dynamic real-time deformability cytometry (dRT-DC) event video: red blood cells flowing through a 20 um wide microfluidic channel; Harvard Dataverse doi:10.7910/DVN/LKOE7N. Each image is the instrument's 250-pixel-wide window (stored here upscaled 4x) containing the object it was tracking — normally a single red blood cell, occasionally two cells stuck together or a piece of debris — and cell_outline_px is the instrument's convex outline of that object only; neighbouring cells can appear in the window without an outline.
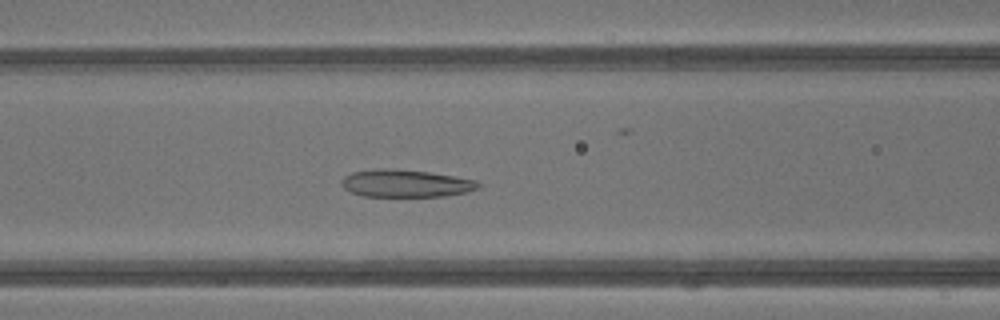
{"species": "common noctule bat (a hibernating species)", "species_latin": "Nyctalus noctula", "temperature_condition": "warm", "stored_images_in_passage": 30, "camera_frame_rate_fps": 3000, "um_per_image_px": 0.085, "animal": {"sex": "male", "body_mass_g": 13.3}, "frame": {"image": 1, "passage_image": 11, "time_ms": 3.333, "image_size_px": [1000, 320], "cell_outline_px": [[484, 184], [468, 192], [444, 196], [364, 196], [352, 192], [344, 188], [340, 184], [340, 180], [344, 176], [352, 172], [376, 168], [392, 168], [432, 172], [476, 180]], "centroid_in_image_um": [34.49, 15.57], "position_along_channel_um": 132.1, "area_um2": 22.14}}
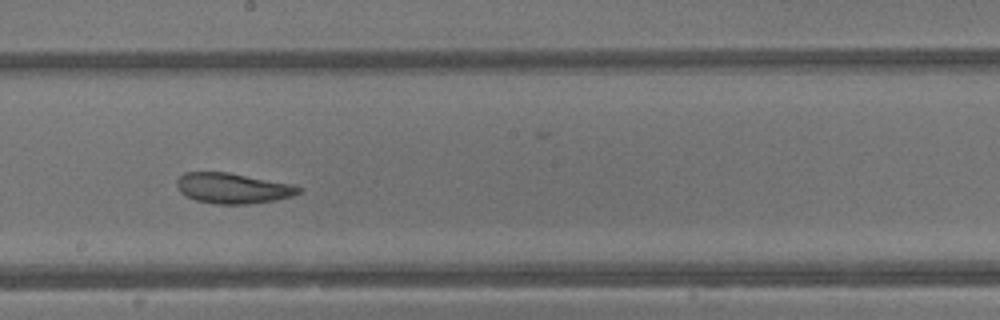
{"frame": {"image": 2, "passage_image": 17, "time_ms": 5.333, "image_size_px": [1000, 320], "cell_outline_px": [[300, 192], [292, 196], [276, 200], [248, 204], [216, 204], [196, 200], [180, 192], [176, 184], [176, 180], [184, 172], [228, 172], [292, 184], [300, 188]], "centroid_in_image_um": [19.77, 15.99], "position_along_channel_um": 228.4, "area_um2": 21.5}}
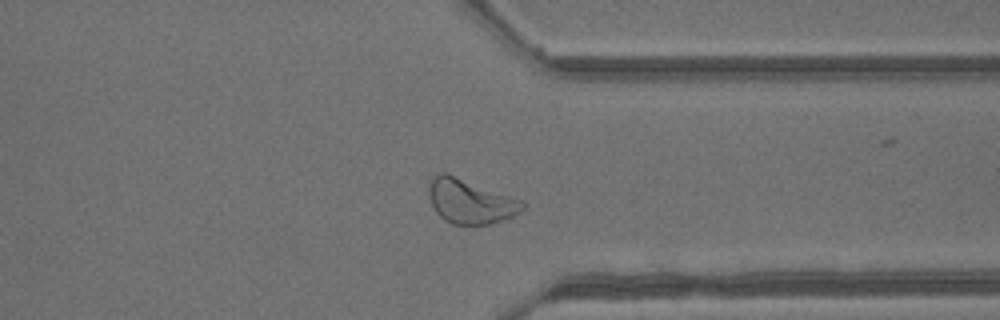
{"frame": {"image": 3, "passage_image": 26, "time_ms": 8.333, "image_size_px": [1000, 320], "cell_outline_px": [[524, 208], [520, 212], [512, 216], [488, 224], [472, 228], [452, 224], [444, 220], [436, 212], [428, 196], [428, 188], [432, 180], [440, 172], [448, 172], [524, 200]], "centroid_in_image_um": [39.98, 17.13], "position_along_channel_um": 371.4, "area_um2": 24.91}, "authors_computed_cell_mechanics": {"area_um2": 22.542, "velocity_mm_per_s": 4.8241, "shape_relaxation_time_tau1_ms": null, "shape_relaxation_time_tau2_ms": 2.018, "deformation_change_tau1": null, "deformation_change_tau2": 0.0998}}